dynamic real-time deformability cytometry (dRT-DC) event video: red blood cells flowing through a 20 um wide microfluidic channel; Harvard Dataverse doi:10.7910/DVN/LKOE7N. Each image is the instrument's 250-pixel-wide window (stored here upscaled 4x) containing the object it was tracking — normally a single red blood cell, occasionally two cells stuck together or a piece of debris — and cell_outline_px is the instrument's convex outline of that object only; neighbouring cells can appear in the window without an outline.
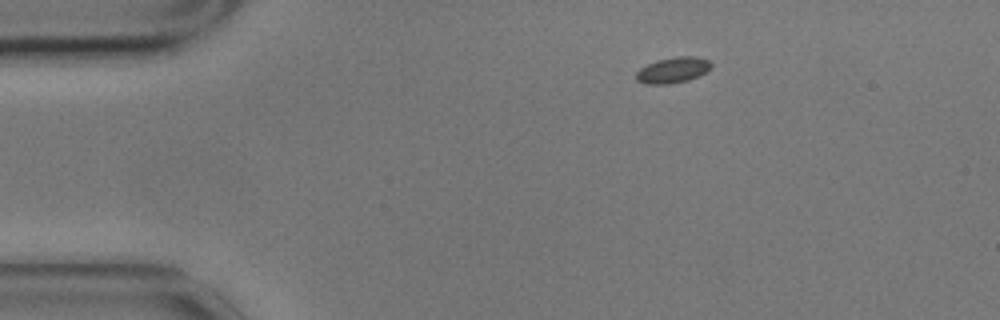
{"species": "common noctule bat (a hibernating species)", "species_latin": "Nyctalus noctula", "temperature_condition": "cold", "stored_images_in_passage": 49, "camera_frame_rate_fps": 3000, "um_per_image_px": 0.085, "animal": {"sex": "male", "body_mass_g": 17.9}, "frame": {"image": 1, "passage_image": 1, "time_ms": 0.0, "image_size_px": [1000, 320], "cell_outline_px": [[712, 68], [688, 80], [668, 84], [644, 84], [636, 80], [636, 72], [640, 68], [656, 60], [676, 56], [696, 56], [708, 60], [712, 64]], "centroid_in_image_um": [57.17, 5.95], "position_along_channel_um": 27.8, "area_um2": 11.27}}
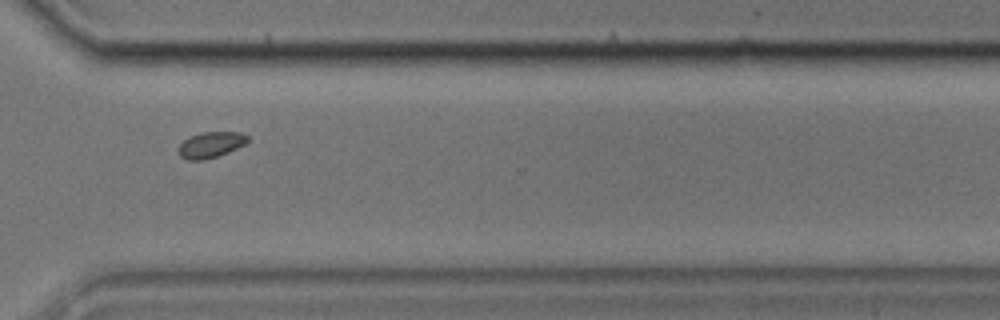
{"frame": {"image": 2, "passage_image": 34, "time_ms": 11.0, "image_size_px": [1000, 320], "cell_outline_px": [[248, 140], [244, 144], [228, 152], [204, 160], [188, 160], [180, 156], [176, 148], [188, 136], [204, 132], [240, 132], [248, 136]], "centroid_in_image_um": [17.87, 12.3], "position_along_channel_um": 352.7, "area_um2": 10.4}}
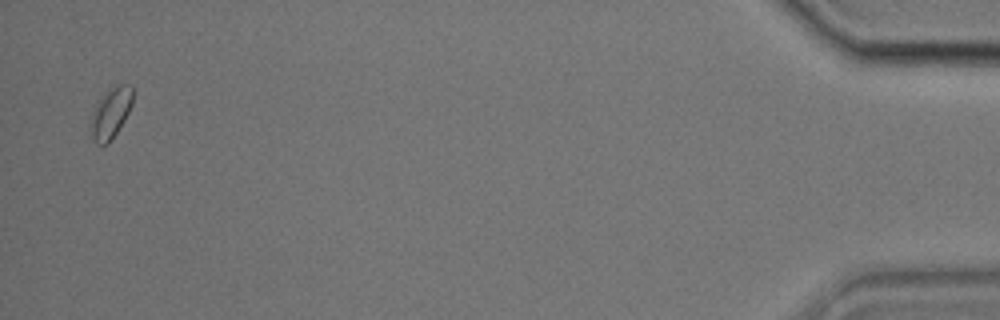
{"frame": {"image": 3, "passage_image": 48, "time_ms": 15.667, "image_size_px": [1000, 320], "cell_outline_px": [[132, 104], [124, 120], [108, 144], [96, 144], [92, 140], [92, 112], [100, 100], [116, 84], [132, 84]], "centroid_in_image_um": [9.44, 9.61], "position_along_channel_um": 425.8, "area_um2": 11.85}}